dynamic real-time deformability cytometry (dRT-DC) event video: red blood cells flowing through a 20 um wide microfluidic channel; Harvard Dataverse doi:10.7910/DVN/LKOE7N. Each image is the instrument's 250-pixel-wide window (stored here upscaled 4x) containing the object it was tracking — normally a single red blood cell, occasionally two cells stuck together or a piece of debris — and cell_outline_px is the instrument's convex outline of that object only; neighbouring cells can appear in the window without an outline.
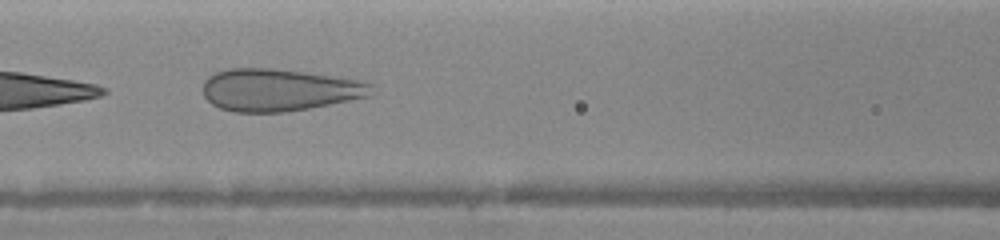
{"species": "human", "species_latin": "Homo sapiens", "temperature_condition": "warm", "stored_images_in_passage": 16, "camera_frame_rate_fps": 3000, "um_per_image_px": 0.085, "donor": {"sex": "female"}, "frame": {"image": 1, "passage_image": 10, "time_ms": 6.0, "image_size_px": [1000, 240], "cell_outline_px": [[376, 92], [372, 96], [308, 108], [284, 112], [232, 112], [220, 108], [212, 104], [204, 96], [204, 80], [208, 76], [216, 72], [228, 68], [272, 68], [304, 72], [356, 80], [372, 84]], "centroid_in_image_um": [23.72, 7.65], "position_along_channel_um": 142.9, "area_um2": 41.5}}